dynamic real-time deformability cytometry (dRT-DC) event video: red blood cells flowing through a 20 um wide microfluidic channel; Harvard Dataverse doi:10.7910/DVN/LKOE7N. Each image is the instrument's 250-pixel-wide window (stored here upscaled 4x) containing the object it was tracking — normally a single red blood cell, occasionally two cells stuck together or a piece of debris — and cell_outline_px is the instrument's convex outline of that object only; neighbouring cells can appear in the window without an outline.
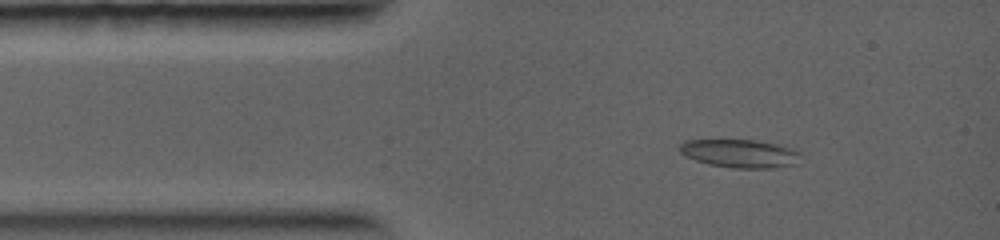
{"species": "common noctule bat (a hibernating species)", "species_latin": "Nyctalus noctula", "temperature_condition": "warm", "stored_images_in_passage": 6, "camera_frame_rate_fps": 5000, "um_per_image_px": 0.085, "animal": {"sex": "female", "body_mass_g": 19.0, "forearm_length_mm": 56.7}, "frame": {"image": 1, "passage_image": 2, "time_ms": 0.6, "image_size_px": [1000, 240], "cell_outline_px": [[800, 164], [772, 168], [732, 168], [708, 164], [684, 156], [680, 152], [680, 144], [684, 140], [752, 140], [776, 144], [792, 148], [800, 152]], "centroid_in_image_um": [62.92, 13.06], "position_along_channel_um": 22.1, "area_um2": 20.06}}
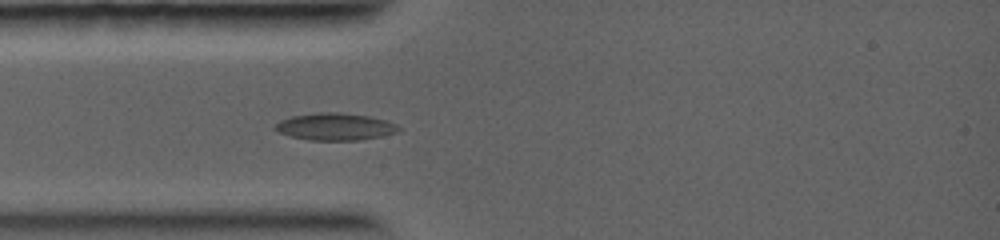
{"frame": {"image": 2, "passage_image": 4, "time_ms": 2.0, "image_size_px": [1000, 240], "cell_outline_px": [[404, 128], [400, 132], [380, 136], [356, 140], [308, 140], [288, 136], [280, 132], [276, 128], [276, 124], [280, 120], [292, 116], [316, 112], [340, 112], [368, 116], [384, 120], [396, 124]], "centroid_in_image_um": [28.52, 10.76], "position_along_channel_um": 56.5, "area_um2": 19.54}}